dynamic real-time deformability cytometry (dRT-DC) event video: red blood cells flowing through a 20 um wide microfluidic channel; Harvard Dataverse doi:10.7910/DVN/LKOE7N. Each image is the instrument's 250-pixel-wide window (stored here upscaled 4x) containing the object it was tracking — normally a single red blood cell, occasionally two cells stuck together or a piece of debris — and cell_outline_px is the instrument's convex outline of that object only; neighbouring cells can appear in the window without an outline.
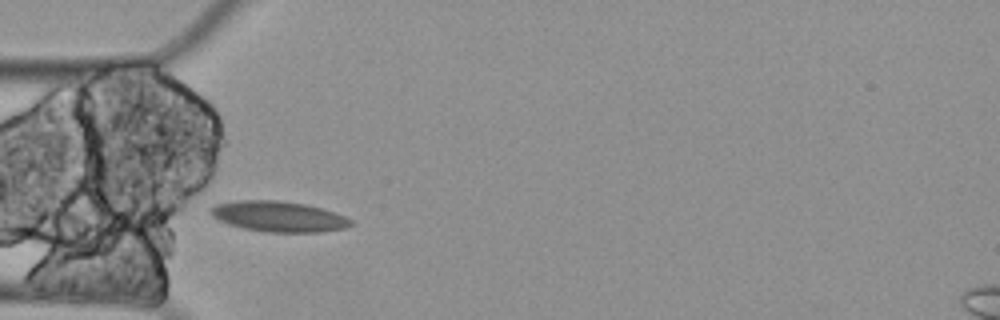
{"species": "Egyptian fruit bat (a non-hibernating species)", "species_latin": "Rousettus aegyptiacus", "temperature_condition": "cold", "stored_images_in_passage": 5, "camera_frame_rate_fps": 3000, "um_per_image_px": 0.085, "animal": {"sex": "female"}, "frame": {"image": 1, "passage_image": 4, "time_ms": 1.0, "image_size_px": [1000, 320], "cell_outline_px": [[352, 224], [344, 228], [320, 232], [264, 232], [240, 228], [228, 224], [212, 216], [208, 212], [208, 208], [212, 204], [236, 200], [276, 200], [304, 204], [320, 208], [344, 216], [352, 220]], "centroid_in_image_um": [23.58, 18.4], "position_along_channel_um": 61.4, "area_um2": 25.09}}
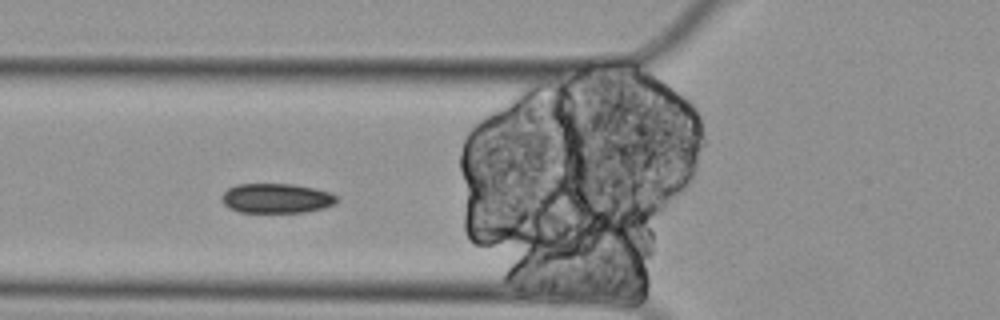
{"frame": {"image": 2, "passage_image": 5, "time_ms": 1.333, "image_size_px": [1000, 320], "cell_outline_px": [[340, 200], [336, 204], [324, 208], [304, 212], [240, 212], [228, 208], [224, 204], [224, 192], [228, 188], [236, 184], [292, 184], [332, 192]], "centroid_in_image_um": [23.55, 16.86], "position_along_channel_um": 102.2, "area_um2": 19.88}}